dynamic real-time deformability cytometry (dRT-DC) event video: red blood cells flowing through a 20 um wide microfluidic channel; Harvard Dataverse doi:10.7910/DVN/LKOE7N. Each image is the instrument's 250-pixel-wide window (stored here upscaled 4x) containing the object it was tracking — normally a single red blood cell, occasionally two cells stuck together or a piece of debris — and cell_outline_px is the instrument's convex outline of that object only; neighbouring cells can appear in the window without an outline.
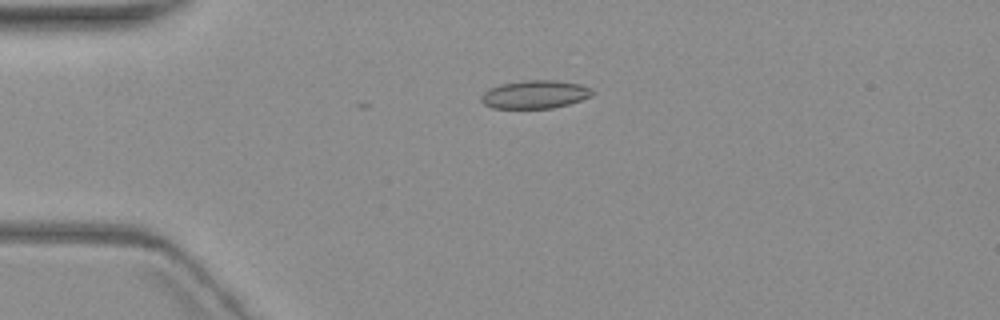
{"species": "common noctule bat (a hibernating species)", "species_latin": "Nyctalus noctula", "temperature_condition": "warm", "stored_images_in_passage": 2, "camera_frame_rate_fps": 3000, "um_per_image_px": 0.085, "animal": {"sex": "female", "body_mass_g": 19.3, "forearm_length_mm": 54.1}, "frame": {"image": 1, "passage_image": 1, "time_ms": 0.0, "image_size_px": [1000, 320], "cell_outline_px": [[596, 92], [592, 96], [568, 104], [552, 108], [492, 108], [484, 104], [480, 100], [480, 96], [488, 88], [500, 84], [528, 80], [556, 80], [580, 84], [592, 88]], "centroid_in_image_um": [45.48, 8.02], "position_along_channel_um": 39.5, "area_um2": 18.38}}